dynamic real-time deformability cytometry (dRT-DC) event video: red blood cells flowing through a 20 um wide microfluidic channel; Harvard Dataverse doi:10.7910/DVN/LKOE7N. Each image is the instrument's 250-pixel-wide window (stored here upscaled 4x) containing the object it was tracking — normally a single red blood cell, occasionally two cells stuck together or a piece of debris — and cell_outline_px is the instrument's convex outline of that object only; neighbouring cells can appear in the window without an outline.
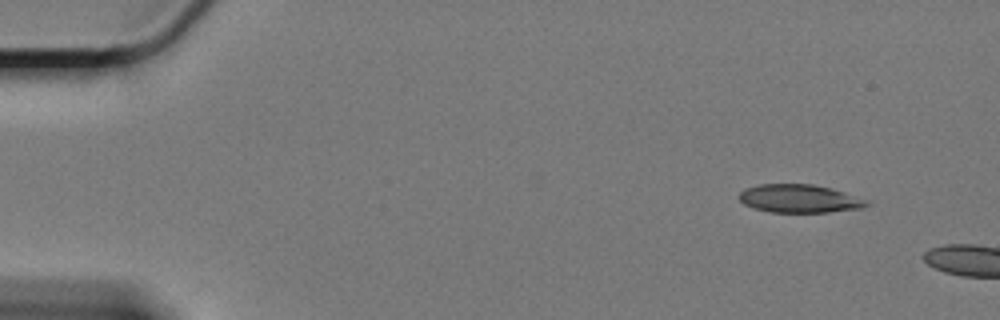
{"species": "Egyptian fruit bat (a non-hibernating species)", "species_latin": "Rousettus aegyptiacus", "temperature_condition": "cold", "stored_images_in_passage": 5, "camera_frame_rate_fps": 3000, "um_per_image_px": 0.085, "animal": {"sex": "female"}, "frame": {"image": 1, "passage_image": 1, "time_ms": 0.0, "image_size_px": [1000, 320], "cell_outline_px": [[872, 204], [864, 208], [828, 212], [772, 212], [752, 208], [744, 204], [736, 196], [744, 188], [760, 184], [812, 184], [832, 188], [868, 200]], "centroid_in_image_um": [67.95, 16.88], "position_along_channel_um": 17.0, "area_um2": 21.21}}